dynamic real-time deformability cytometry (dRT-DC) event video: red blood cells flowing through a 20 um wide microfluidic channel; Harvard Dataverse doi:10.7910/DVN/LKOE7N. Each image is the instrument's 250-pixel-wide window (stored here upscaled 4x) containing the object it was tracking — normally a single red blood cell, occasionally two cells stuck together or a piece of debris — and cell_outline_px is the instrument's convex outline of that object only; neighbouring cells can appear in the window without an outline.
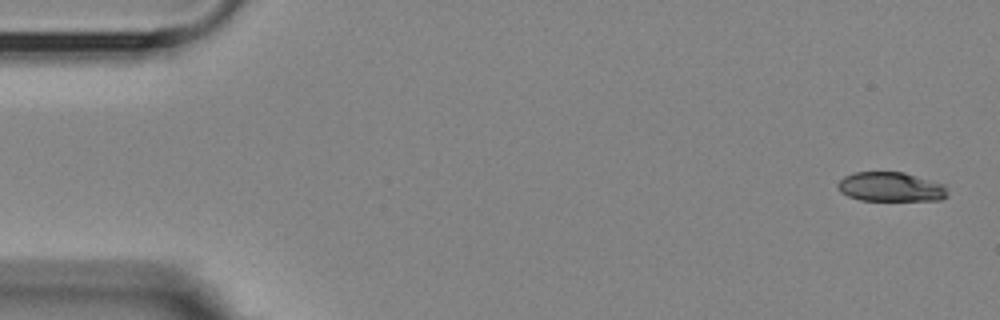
{"species": "Egyptian fruit bat (a non-hibernating species)", "species_latin": "Rousettus aegyptiacus", "temperature_condition": "room temperature", "stored_images_in_passage": 5, "segment_of_instrument_passage": [2, 2], "camera_frame_rate_fps": 3000, "um_per_image_px": 0.085, "animal": {"sex": "female"}, "frame": {"image": 1, "passage_image": 5, "time_ms": 7.0, "image_size_px": [1000, 320], "cell_outline_px": [[948, 196], [940, 200], [860, 200], [848, 196], [840, 192], [836, 188], [836, 184], [844, 176], [852, 172], [904, 172], [944, 184], [948, 192]], "centroid_in_image_um": [75.69, 15.88], "position_along_channel_um": 9.3, "area_um2": 18.96}}